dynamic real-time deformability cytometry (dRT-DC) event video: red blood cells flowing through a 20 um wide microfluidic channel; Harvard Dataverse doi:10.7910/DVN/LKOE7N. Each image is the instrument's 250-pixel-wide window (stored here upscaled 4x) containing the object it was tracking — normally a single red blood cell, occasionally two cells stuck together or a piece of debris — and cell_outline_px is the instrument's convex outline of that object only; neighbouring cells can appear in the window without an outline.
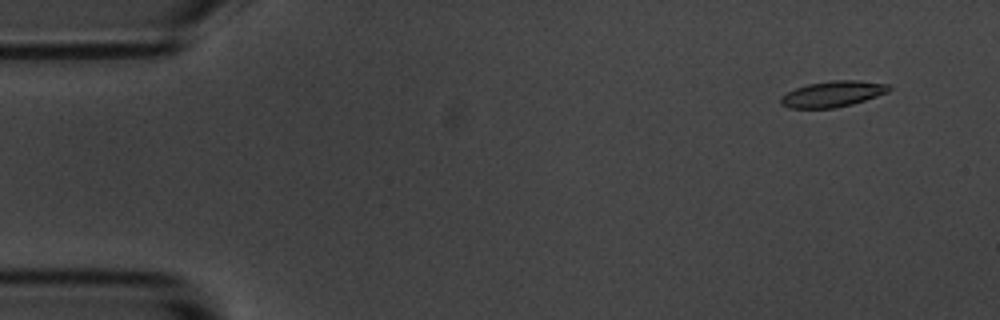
{"species": "common noctule bat (a hibernating species)", "species_latin": "Nyctalus noctula", "temperature_condition": "room temperature", "stored_images_in_passage": 55, "camera_frame_rate_fps": 3000, "um_per_image_px": 0.085, "animal": {"sex": "male", "body_mass_g": 20.1, "forearm_length_mm": 53.5}, "frame": {"image": 1, "passage_image": 4, "time_ms": 1.0, "image_size_px": [1000, 320], "cell_outline_px": [[892, 88], [888, 92], [852, 104], [832, 108], [788, 108], [780, 104], [780, 96], [796, 88], [808, 84], [832, 80], [860, 80], [888, 84]], "centroid_in_image_um": [70.77, 7.98], "position_along_channel_um": 14.2, "area_um2": 16.3}}
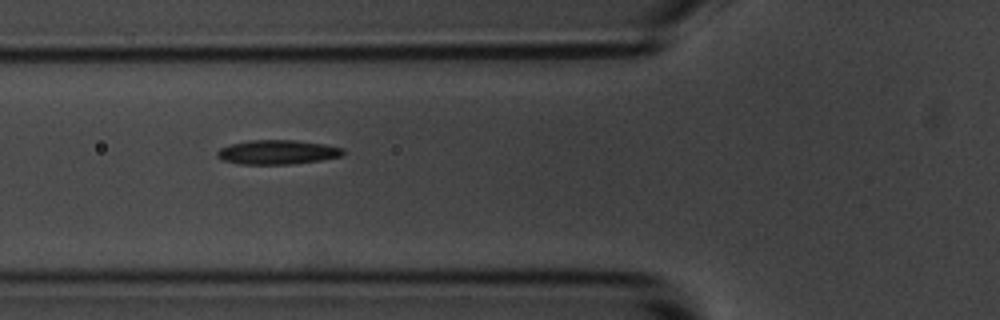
{"frame": {"image": 2, "passage_image": 20, "time_ms": 6.333, "image_size_px": [1000, 320], "cell_outline_px": [[344, 152], [340, 156], [320, 160], [292, 164], [240, 164], [224, 160], [216, 156], [216, 152], [220, 148], [232, 144], [248, 140], [292, 140], [324, 144], [344, 148]], "centroid_in_image_um": [23.56, 12.93], "position_along_channel_um": 102.2, "area_um2": 17.69}}
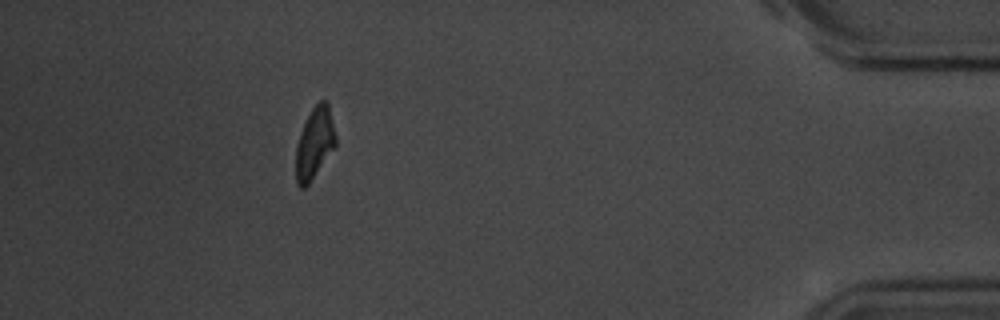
{"frame": {"image": 3, "passage_image": 50, "time_ms": 16.333, "image_size_px": [1000, 320], "cell_outline_px": [[336, 144], [308, 184], [304, 188], [300, 188], [296, 184], [296, 144], [300, 132], [312, 108], [320, 100], [328, 100], [336, 136]], "centroid_in_image_um": [26.73, 12.14], "position_along_channel_um": 408.5, "area_um2": 16.36}, "authors_computed_cell_mechanics": {"area_um2": 17.34, "velocity_mm_per_s": 3.6058, "shape_relaxation_time_tau1_ms": 2.6678, "shape_relaxation_time_tau2_ms": 6.1755, "deformation_change_tau1": 0.1128, "deformation_change_tau2": 0.1481}}